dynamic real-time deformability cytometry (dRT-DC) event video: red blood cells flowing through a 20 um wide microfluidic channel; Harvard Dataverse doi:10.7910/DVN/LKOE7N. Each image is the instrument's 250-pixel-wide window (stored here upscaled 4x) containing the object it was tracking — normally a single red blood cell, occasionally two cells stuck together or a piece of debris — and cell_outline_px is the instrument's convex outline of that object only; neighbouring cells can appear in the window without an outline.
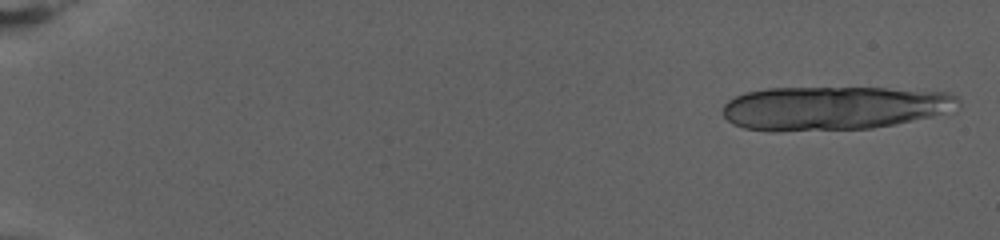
{"species": "human", "species_latin": "Homo sapiens", "temperature_condition": "warm", "stored_images_in_passage": 16, "camera_frame_rate_fps": 3000, "um_per_image_px": 0.085, "donor": {"sex": "female"}, "frame": {"image": 1, "passage_image": 1, "time_ms": 0.0, "image_size_px": [1000, 240], "cell_outline_px": [[960, 104], [956, 112], [896, 124], [872, 128], [772, 132], [744, 128], [732, 124], [724, 116], [724, 104], [728, 100], [744, 92], [768, 88], [888, 88], [948, 92], [956, 96], [960, 100]], "centroid_in_image_um": [70.93, 9.19], "position_along_channel_um": 14.1, "area_um2": 60.98}}